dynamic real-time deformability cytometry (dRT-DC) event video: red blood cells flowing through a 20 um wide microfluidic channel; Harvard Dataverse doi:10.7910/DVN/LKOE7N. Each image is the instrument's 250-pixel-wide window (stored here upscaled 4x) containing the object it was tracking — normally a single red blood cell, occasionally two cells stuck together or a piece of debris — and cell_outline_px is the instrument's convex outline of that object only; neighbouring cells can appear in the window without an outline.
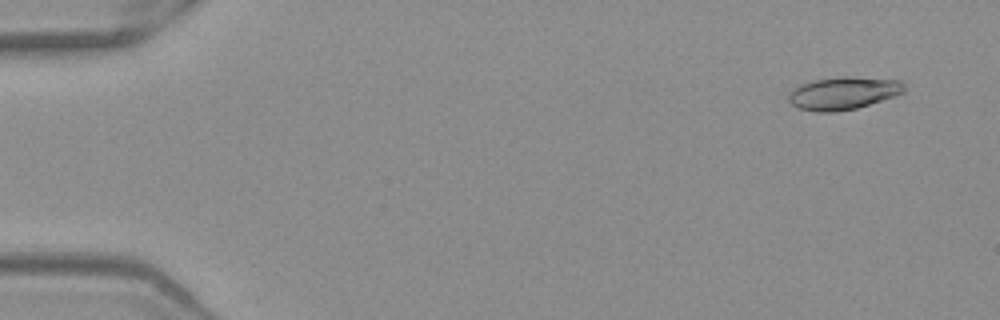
{"species": "Egyptian fruit bat (a non-hibernating species)", "species_latin": "Rousettus aegyptiacus", "temperature_condition": "warm", "stored_images_in_passage": 52, "camera_frame_rate_fps": 3000, "um_per_image_px": 0.085, "frame": {"image": 1, "passage_image": 4, "time_ms": 1.0, "image_size_px": [1000, 320], "cell_outline_px": [[904, 92], [856, 108], [836, 112], [816, 112], [800, 108], [792, 104], [788, 100], [788, 96], [800, 84], [812, 80], [844, 76], [848, 76], [900, 80], [904, 84]], "centroid_in_image_um": [71.66, 7.91], "position_along_channel_um": 13.3, "area_um2": 21.73}}
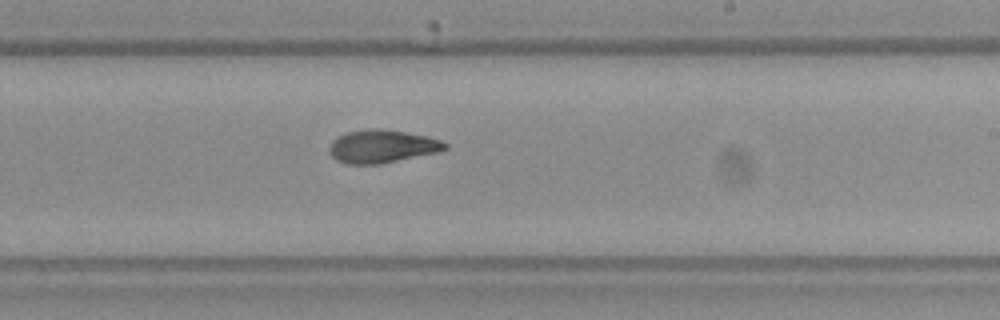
{"frame": {"image": 2, "passage_image": 32, "time_ms": 10.333, "image_size_px": [1000, 320], "cell_outline_px": [[448, 148], [440, 152], [380, 164], [344, 164], [336, 160], [328, 152], [328, 148], [332, 140], [336, 136], [344, 132], [372, 128], [380, 128], [428, 136], [440, 140], [448, 144]], "centroid_in_image_um": [32.45, 12.44], "position_along_channel_um": 256.6, "area_um2": 22.66}}
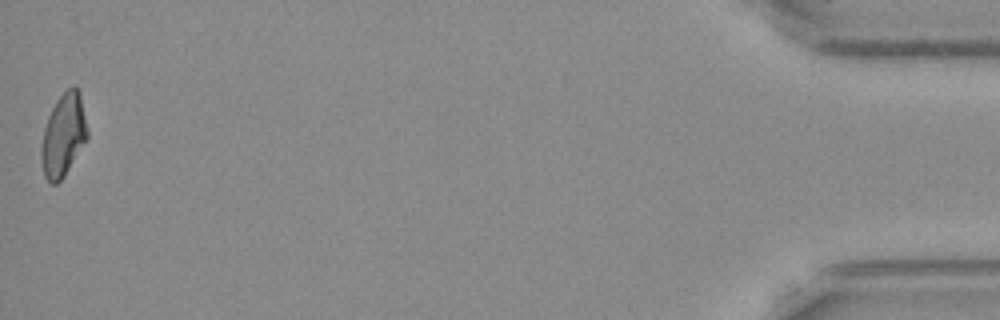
{"frame": {"image": 3, "passage_image": 52, "time_ms": 17.0, "image_size_px": [1000, 320], "cell_outline_px": [[88, 136], [64, 176], [56, 184], [52, 184], [44, 176], [40, 160], [40, 148], [44, 128], [48, 116], [56, 100], [72, 84], [76, 84], [80, 92], [88, 132]], "centroid_in_image_um": [5.37, 11.46], "position_along_channel_um": 429.8, "area_um2": 22.2}, "authors_computed_cell_mechanics": {"area_um2": 22.0218, "velocity_mm_per_s": 3.9803, "shape_relaxation_time_tau1_ms": 6.6505, "shape_relaxation_time_tau2_ms": 2.1815, "deformation_change_tau1": 0.2081, "deformation_change_tau2": 0.078}}